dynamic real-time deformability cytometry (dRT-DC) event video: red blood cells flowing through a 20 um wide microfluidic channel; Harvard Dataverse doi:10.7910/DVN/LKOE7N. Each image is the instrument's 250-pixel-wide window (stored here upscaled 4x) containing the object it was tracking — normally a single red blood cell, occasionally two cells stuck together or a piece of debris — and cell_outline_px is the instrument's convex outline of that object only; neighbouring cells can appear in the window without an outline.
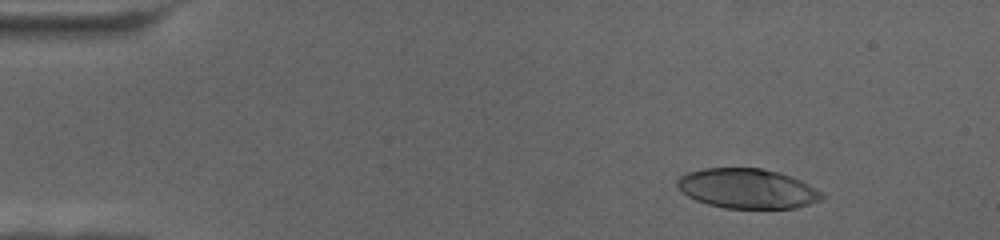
{"species": "human", "species_latin": "Homo sapiens", "temperature_condition": "cold", "stored_images_in_passage": 67, "camera_frame_rate_fps": 3000, "um_per_image_px": 0.085, "donor": {"sex": "female"}, "frame": {"image": 1, "passage_image": 8, "time_ms": 2.333, "image_size_px": [1000, 240], "cell_outline_px": [[824, 196], [820, 200], [796, 208], [724, 208], [708, 204], [696, 200], [688, 196], [676, 184], [676, 180], [680, 176], [688, 172], [704, 168], [760, 168], [776, 172], [800, 180], [816, 188]], "centroid_in_image_um": [63.5, 16.03], "position_along_channel_um": 21.5, "area_um2": 33.18}}
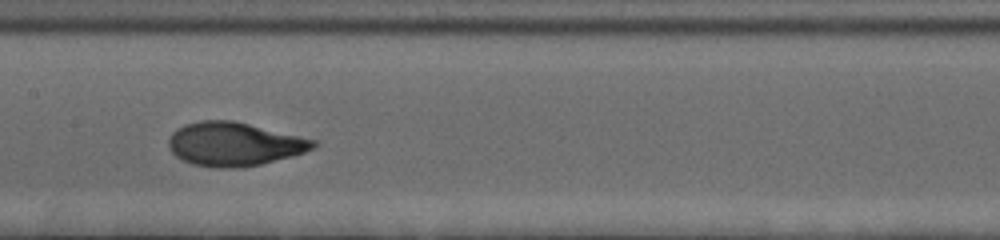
{"frame": {"image": 2, "passage_image": 34, "time_ms": 11.0, "image_size_px": [1000, 240], "cell_outline_px": [[316, 148], [292, 156], [260, 164], [240, 168], [216, 168], [192, 164], [176, 156], [168, 148], [168, 140], [172, 132], [184, 124], [200, 120], [232, 120], [300, 136], [316, 140]], "centroid_in_image_um": [19.88, 12.25], "position_along_channel_um": 187.5, "area_um2": 36.82}}
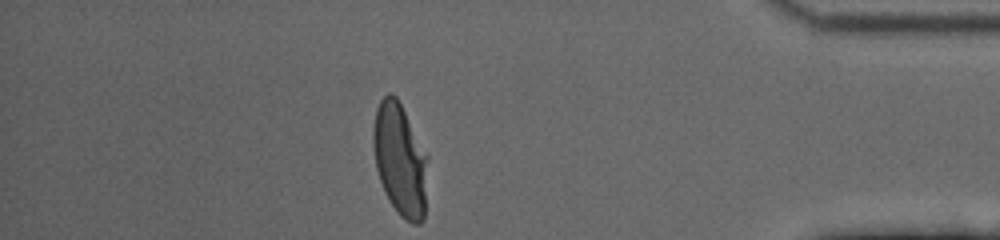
{"frame": {"image": 3, "passage_image": 59, "time_ms": 19.333, "image_size_px": [1000, 240], "cell_outline_px": [[428, 160], [424, 220], [420, 224], [412, 224], [404, 220], [400, 216], [388, 200], [384, 192], [376, 168], [372, 144], [372, 128], [376, 108], [380, 100], [388, 92], [392, 92], [396, 96], [428, 156]], "centroid_in_image_um": [33.99, 13.59], "position_along_channel_um": 401.2, "area_um2": 36.13}}